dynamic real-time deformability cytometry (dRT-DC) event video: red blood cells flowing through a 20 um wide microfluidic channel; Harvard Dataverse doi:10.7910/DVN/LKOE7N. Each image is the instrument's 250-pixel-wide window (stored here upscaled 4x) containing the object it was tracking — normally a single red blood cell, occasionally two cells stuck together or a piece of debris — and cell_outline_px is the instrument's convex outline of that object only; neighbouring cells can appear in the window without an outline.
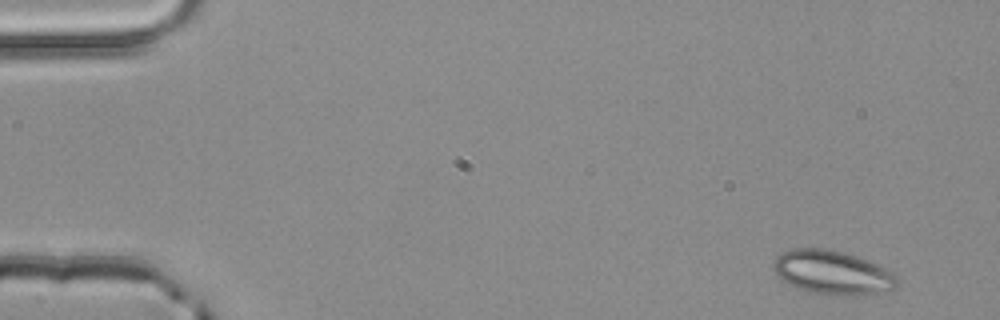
{"species": "common noctule bat (a hibernating species)", "species_latin": "Nyctalus noctula", "temperature_condition": "room temperature", "stored_images_in_passage": 2, "camera_frame_rate_fps": 3000, "um_per_image_px": 0.085, "animal": {"sex": "male", "body_mass_g": 20.4}, "frame": {"image": 1, "passage_image": 2, "time_ms": 0.333, "image_size_px": [1000, 320], "cell_outline_px": [[900, 284], [896, 288], [884, 292], [836, 296], [812, 292], [796, 288], [780, 280], [776, 276], [772, 268], [772, 264], [776, 256], [792, 248], [824, 248], [844, 252], [868, 260], [896, 272], [900, 280]], "centroid_in_image_um": [70.78, 23.16], "position_along_channel_um": 14.2, "area_um2": 32.31}}